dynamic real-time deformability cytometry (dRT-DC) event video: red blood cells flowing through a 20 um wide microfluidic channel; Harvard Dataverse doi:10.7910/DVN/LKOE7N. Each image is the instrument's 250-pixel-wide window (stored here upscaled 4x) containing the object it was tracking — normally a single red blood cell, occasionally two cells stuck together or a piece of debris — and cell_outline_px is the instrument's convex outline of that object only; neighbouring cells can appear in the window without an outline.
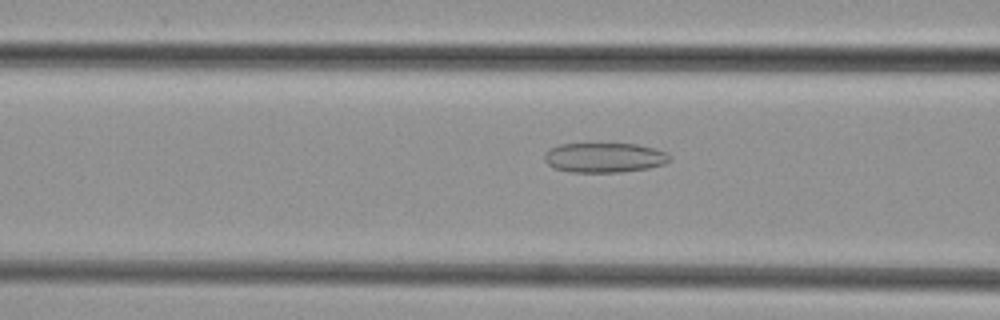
{"species": "common noctule bat (a hibernating species)", "species_latin": "Nyctalus noctula", "temperature_condition": "cold", "stored_images_in_passage": 42, "camera_frame_rate_fps": 3000, "um_per_image_px": 0.085, "animal": {"sex": "female", "body_mass_g": 29.2, "forearm_length_mm": 56.3}, "frame": {"image": 1, "passage_image": 13, "time_ms": 4.0, "image_size_px": [1000, 320], "cell_outline_px": [[672, 156], [664, 164], [648, 168], [620, 172], [572, 172], [552, 168], [544, 160], [544, 152], [548, 148], [560, 144], [636, 144], [656, 148], [668, 152]], "centroid_in_image_um": [51.35, 13.39], "position_along_channel_um": 115.2, "area_um2": 21.91}}
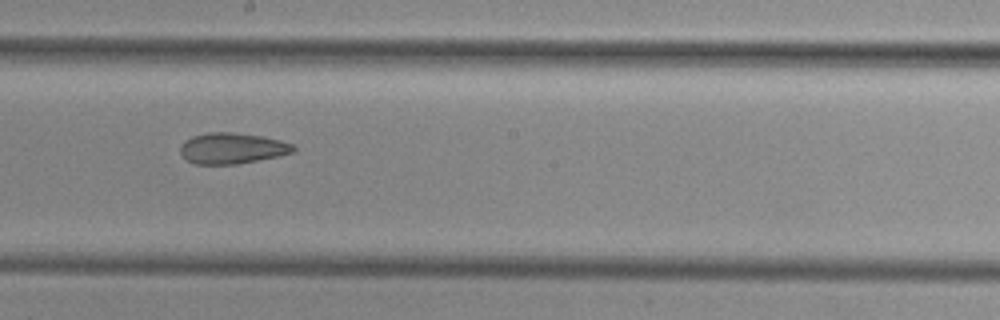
{"frame": {"image": 2, "passage_image": 21, "time_ms": 6.667, "image_size_px": [1000, 320], "cell_outline_px": [[296, 152], [280, 156], [236, 164], [192, 164], [180, 152], [180, 144], [184, 140], [192, 136], [208, 132], [232, 132], [260, 136], [280, 140], [292, 144], [296, 148]], "centroid_in_image_um": [19.73, 12.6], "position_along_channel_um": 228.5, "area_um2": 20.46}}
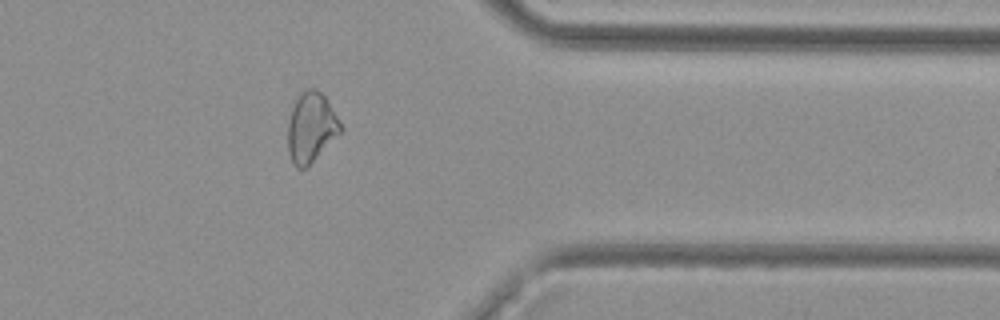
{"frame": {"image": 3, "passage_image": 33, "time_ms": 10.667, "image_size_px": [1000, 320], "cell_outline_px": [[344, 128], [304, 168], [296, 168], [288, 152], [288, 120], [292, 108], [300, 92], [308, 88], [316, 88], [324, 96]], "centroid_in_image_um": [26.42, 10.79], "position_along_channel_um": 385.0, "area_um2": 20.87}}